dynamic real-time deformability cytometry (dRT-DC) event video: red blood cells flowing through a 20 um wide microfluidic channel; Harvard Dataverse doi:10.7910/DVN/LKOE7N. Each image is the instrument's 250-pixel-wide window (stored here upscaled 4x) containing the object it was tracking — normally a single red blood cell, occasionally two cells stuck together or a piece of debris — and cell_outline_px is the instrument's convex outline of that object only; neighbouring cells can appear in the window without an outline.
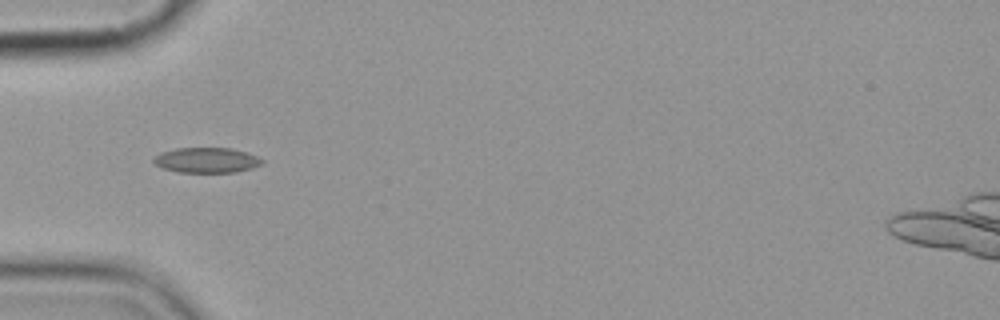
{"species": "common noctule bat (a hibernating species)", "species_latin": "Nyctalus noctula", "temperature_condition": "cold", "stored_images_in_passage": 2, "camera_frame_rate_fps": 3000, "um_per_image_px": 0.085, "animal": {"sex": "female", "body_mass_g": 19.9}, "frame": {"image": 1, "passage_image": 1, "time_ms": 0.0, "image_size_px": [1000, 320], "cell_outline_px": [[264, 160], [260, 164], [252, 168], [236, 172], [180, 172], [164, 168], [156, 164], [152, 160], [160, 152], [176, 148], [232, 148], [248, 152]], "centroid_in_image_um": [17.58, 13.6], "position_along_channel_um": 67.4, "area_um2": 15.84}}
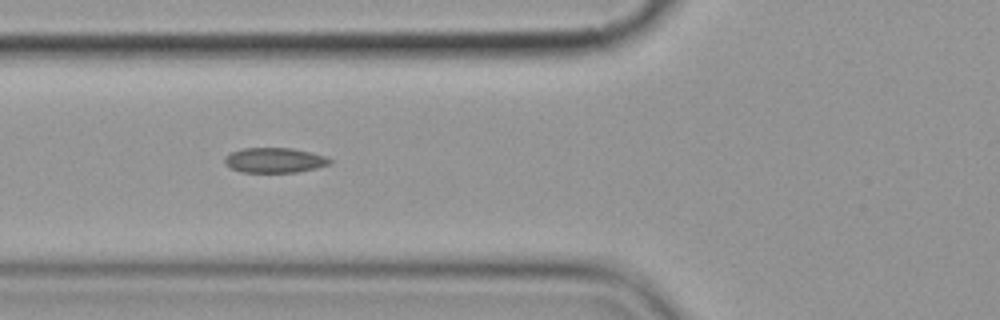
{"frame": {"image": 2, "passage_image": 2, "time_ms": 1.0, "image_size_px": [1000, 320], "cell_outline_px": [[332, 160], [328, 164], [316, 168], [296, 172], [240, 172], [224, 164], [224, 156], [232, 152], [244, 148], [292, 148], [324, 156]], "centroid_in_image_um": [23.28, 13.62], "position_along_channel_um": 102.5, "area_um2": 15.14}}